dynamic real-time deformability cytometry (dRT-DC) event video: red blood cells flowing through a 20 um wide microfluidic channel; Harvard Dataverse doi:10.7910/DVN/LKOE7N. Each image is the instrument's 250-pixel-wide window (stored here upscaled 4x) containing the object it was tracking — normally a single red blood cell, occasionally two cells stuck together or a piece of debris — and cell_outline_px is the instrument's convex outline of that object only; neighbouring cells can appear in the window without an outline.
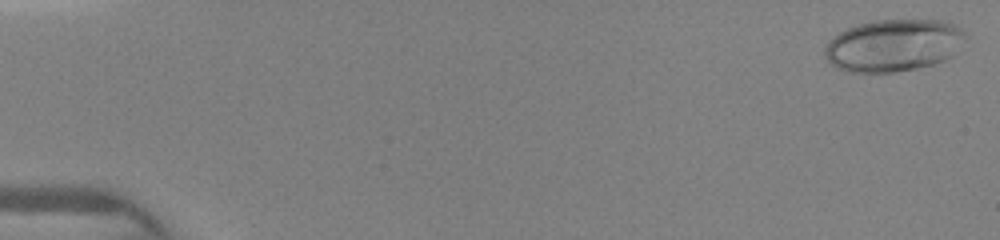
{"species": "human", "species_latin": "Homo sapiens", "temperature_condition": "warm", "stored_images_in_passage": 11, "camera_frame_rate_fps": 3000, "um_per_image_px": 0.085, "donor": {"sex": "female"}, "frame": {"image": 1, "passage_image": 1, "time_ms": 0.0, "image_size_px": [1000, 240], "cell_outline_px": [[968, 36], [952, 56], [944, 60], [932, 64], [916, 68], [892, 72], [848, 72], [836, 68], [824, 56], [824, 48], [840, 32], [848, 28], [860, 24], [876, 20], [948, 20], [960, 28]], "centroid_in_image_um": [75.98, 3.85], "position_along_channel_um": 9.0, "area_um2": 42.66}}
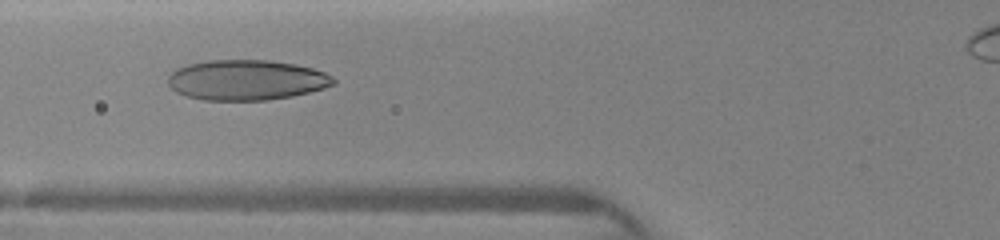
{"frame": {"image": 2, "passage_image": 10, "time_ms": 5.667, "image_size_px": [1000, 240], "cell_outline_px": [[336, 84], [324, 88], [292, 96], [264, 100], [204, 100], [188, 96], [176, 92], [168, 84], [168, 76], [176, 68], [188, 64], [208, 60], [268, 60], [296, 64], [312, 68], [324, 72], [332, 76], [336, 80]], "centroid_in_image_um": [20.95, 6.79], "position_along_channel_um": 104.8, "area_um2": 38.84}}
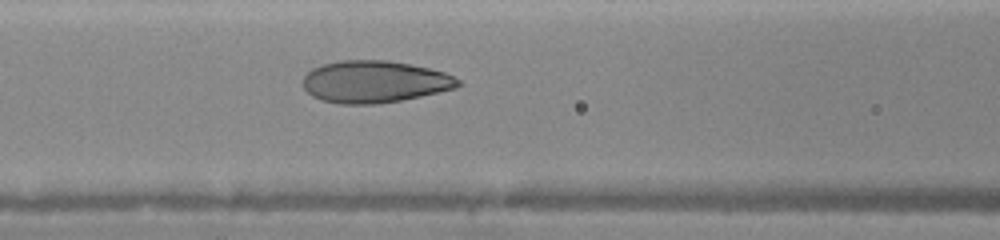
{"frame": {"image": 3, "passage_image": 11, "time_ms": 6.333, "image_size_px": [1000, 240], "cell_outline_px": [[460, 84], [456, 88], [420, 96], [400, 100], [376, 104], [340, 104], [320, 100], [312, 96], [304, 88], [304, 76], [312, 68], [324, 64], [340, 60], [388, 60], [428, 68], [444, 72], [460, 80]], "centroid_in_image_um": [31.81, 6.95], "position_along_channel_um": 134.8, "area_um2": 37.8}}